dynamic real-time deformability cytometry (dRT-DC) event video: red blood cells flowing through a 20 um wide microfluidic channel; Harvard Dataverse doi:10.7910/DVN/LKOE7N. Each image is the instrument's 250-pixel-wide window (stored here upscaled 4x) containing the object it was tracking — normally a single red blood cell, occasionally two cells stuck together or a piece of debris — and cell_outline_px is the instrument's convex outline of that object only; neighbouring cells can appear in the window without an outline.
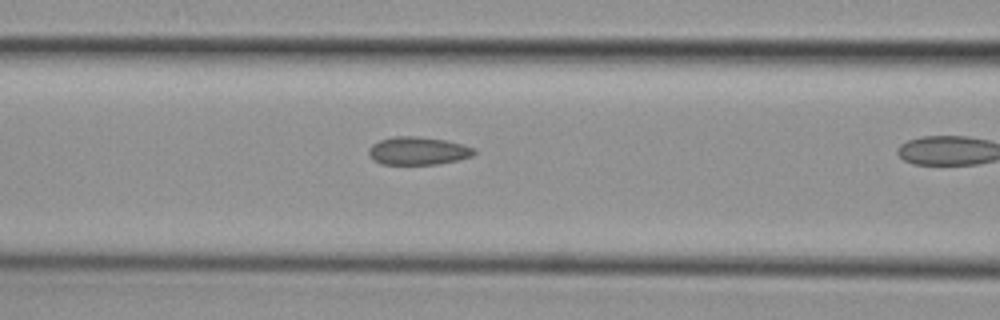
{"species": "common noctule bat (a hibernating species)", "species_latin": "Nyctalus noctula", "temperature_condition": "cold", "stored_images_in_passage": 4, "camera_frame_rate_fps": 3000, "um_per_image_px": 0.085, "animal": {"sex": "female", "body_mass_g": 29.2, "forearm_length_mm": 56.3}, "frame": {"image": 1, "passage_image": 3, "time_ms": 0.667, "image_size_px": [1000, 320], "cell_outline_px": [[476, 152], [472, 156], [456, 160], [436, 164], [380, 164], [372, 160], [368, 156], [368, 148], [372, 144], [380, 140], [392, 136], [416, 136], [444, 140], [464, 144], [476, 148]], "centroid_in_image_um": [35.5, 12.82], "position_along_channel_um": 131.1, "area_um2": 17.34}}